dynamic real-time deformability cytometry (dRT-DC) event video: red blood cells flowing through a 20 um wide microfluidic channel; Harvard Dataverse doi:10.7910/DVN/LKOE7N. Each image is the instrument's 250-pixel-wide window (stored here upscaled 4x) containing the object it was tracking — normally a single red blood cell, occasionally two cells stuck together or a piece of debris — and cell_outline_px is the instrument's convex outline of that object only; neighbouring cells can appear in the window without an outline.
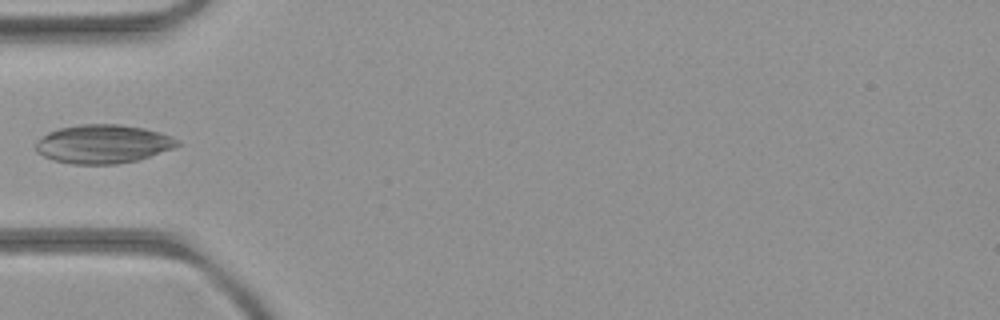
{"species": "common noctule bat (a hibernating species)", "species_latin": "Nyctalus noctula", "temperature_condition": "room temperature", "stored_images_in_passage": 4, "camera_frame_rate_fps": 3000, "um_per_image_px": 0.085, "animal": {"sex": "female", "body_mass_g": 21.9}, "frame": {"image": 1, "passage_image": 3, "time_ms": 2.333, "image_size_px": [1000, 320], "cell_outline_px": [[184, 144], [136, 160], [116, 164], [72, 164], [52, 160], [36, 152], [36, 140], [48, 132], [60, 128], [80, 124], [120, 124], [144, 128], [160, 132], [172, 136], [180, 140]], "centroid_in_image_um": [8.76, 12.23], "position_along_channel_um": 76.2, "area_um2": 32.02}}
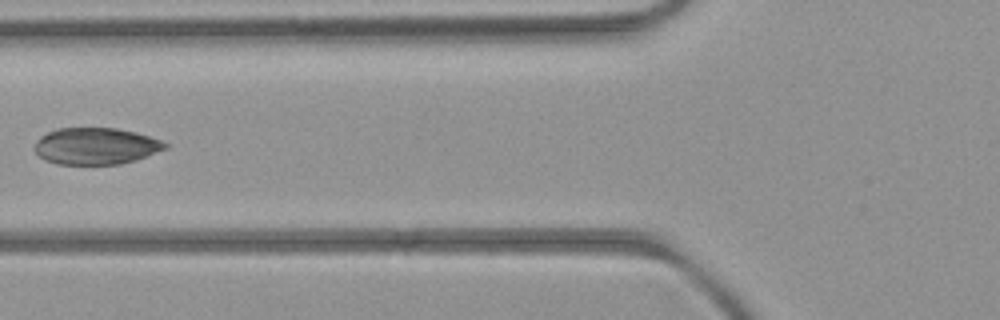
{"frame": {"image": 2, "passage_image": 4, "time_ms": 3.333, "image_size_px": [1000, 320], "cell_outline_px": [[168, 148], [136, 160], [120, 164], [56, 164], [44, 160], [32, 148], [36, 140], [40, 136], [56, 128], [116, 128], [136, 132], [160, 140], [168, 144]], "centroid_in_image_um": [8.12, 12.42], "position_along_channel_um": 117.7, "area_um2": 28.09}}